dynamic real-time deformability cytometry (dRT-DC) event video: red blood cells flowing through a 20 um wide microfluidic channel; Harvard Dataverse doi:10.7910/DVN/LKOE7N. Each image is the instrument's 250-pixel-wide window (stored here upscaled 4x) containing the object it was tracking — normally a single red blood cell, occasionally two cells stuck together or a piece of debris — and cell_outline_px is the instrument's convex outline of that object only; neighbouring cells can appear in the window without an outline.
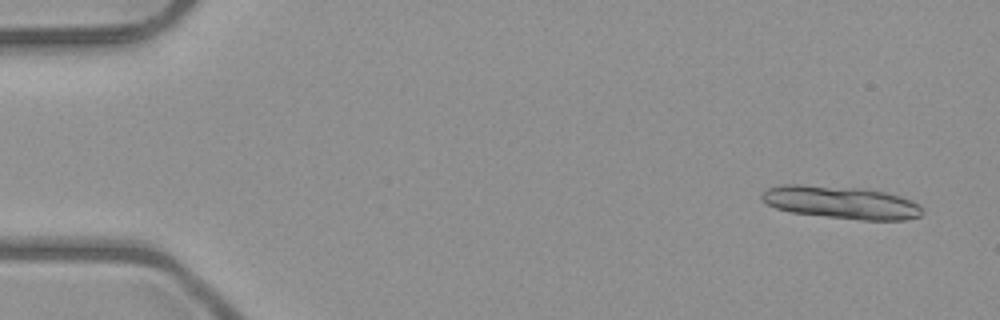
{"species": "common noctule bat (a hibernating species)", "species_latin": "Nyctalus noctula", "temperature_condition": "room temperature", "stored_images_in_passage": 6, "segment_of_instrument_passage": [1, 2], "camera_frame_rate_fps": 3000, "um_per_image_px": 0.085, "animal": {"sex": "male", "body_mass_g": 23.1, "forearm_length_mm": 52.7}, "frame": {"image": 1, "passage_image": 1, "time_ms": 0.0, "image_size_px": [1000, 320], "cell_outline_px": [[924, 212], [920, 216], [904, 220], [860, 220], [792, 212], [776, 208], [768, 204], [760, 196], [768, 188], [780, 184], [800, 184], [860, 188], [884, 192], [900, 196], [920, 204]], "centroid_in_image_um": [71.52, 17.2], "position_along_channel_um": 13.5, "area_um2": 30.46}}